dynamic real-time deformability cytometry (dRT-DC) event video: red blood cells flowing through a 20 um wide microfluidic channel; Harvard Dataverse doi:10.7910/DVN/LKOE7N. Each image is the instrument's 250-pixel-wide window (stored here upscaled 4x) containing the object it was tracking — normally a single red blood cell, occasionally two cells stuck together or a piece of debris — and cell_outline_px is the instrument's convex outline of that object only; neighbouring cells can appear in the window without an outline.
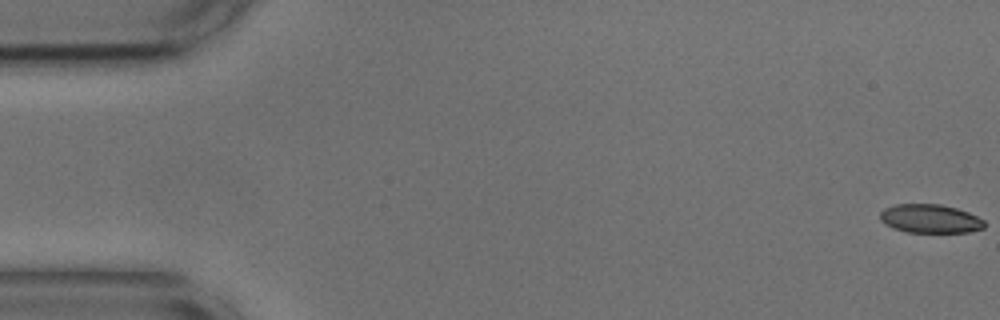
{"species": "common noctule bat (a hibernating species)", "species_latin": "Nyctalus noctula", "temperature_condition": "cold", "stored_images_in_passage": 15, "camera_frame_rate_fps": 3000, "um_per_image_px": 0.085, "animal": {"sex": "male", "body_mass_g": 17.9, "forearm_length_mm": 54.2}, "frame": {"image": 1, "passage_image": 1, "time_ms": 0.0, "image_size_px": [1000, 320], "cell_outline_px": [[984, 228], [968, 232], [908, 232], [892, 228], [884, 224], [880, 220], [880, 212], [884, 208], [896, 204], [940, 204], [956, 208], [968, 212], [984, 220]], "centroid_in_image_um": [79.03, 18.58], "position_along_channel_um": 6.0, "area_um2": 17.46}}